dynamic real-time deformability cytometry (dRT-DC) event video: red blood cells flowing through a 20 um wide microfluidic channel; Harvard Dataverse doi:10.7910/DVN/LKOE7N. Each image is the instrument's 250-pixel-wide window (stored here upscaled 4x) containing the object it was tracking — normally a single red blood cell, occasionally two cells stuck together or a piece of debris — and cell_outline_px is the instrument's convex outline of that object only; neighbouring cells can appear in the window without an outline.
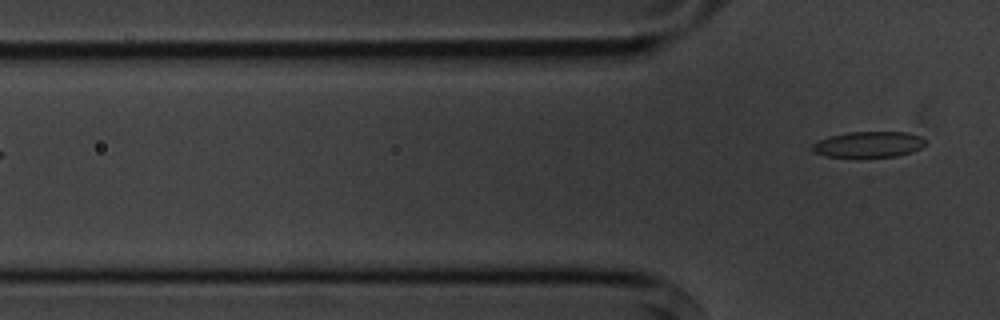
{"species": "common noctule bat (a hibernating species)", "species_latin": "Nyctalus noctula", "temperature_condition": "cold", "stored_images_in_passage": 7, "camera_frame_rate_fps": 3000, "um_per_image_px": 0.085, "animal": {"sex": "male", "body_mass_g": 20.1, "forearm_length_mm": 53.5}, "frame": {"image": 1, "passage_image": 7, "time_ms": 7.0, "image_size_px": [1000, 320], "cell_outline_px": [[928, 140], [920, 148], [912, 152], [896, 156], [860, 160], [824, 156], [812, 152], [812, 144], [820, 140], [832, 136], [848, 132], [908, 132], [920, 136]], "centroid_in_image_um": [73.82, 12.33], "position_along_channel_um": 52.0, "area_um2": 17.86}}